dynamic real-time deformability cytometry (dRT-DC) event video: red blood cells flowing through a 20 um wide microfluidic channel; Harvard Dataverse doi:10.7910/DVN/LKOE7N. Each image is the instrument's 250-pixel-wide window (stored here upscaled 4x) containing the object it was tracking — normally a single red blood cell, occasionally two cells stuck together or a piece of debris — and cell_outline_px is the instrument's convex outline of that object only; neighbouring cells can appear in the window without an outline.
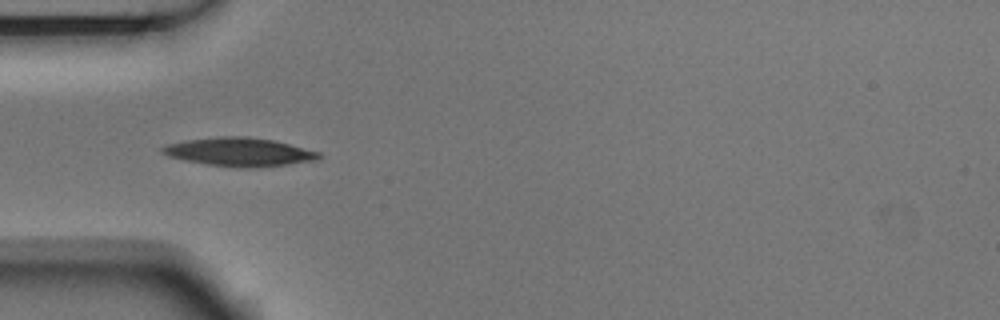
{"species": "Egyptian fruit bat (a non-hibernating species)", "species_latin": "Rousettus aegyptiacus", "temperature_condition": "room temperature", "stored_images_in_passage": 10, "camera_frame_rate_fps": 3000, "um_per_image_px": 0.085, "animal": {"sex": "male"}, "frame": {"image": 1, "passage_image": 4, "time_ms": 1.0, "image_size_px": [1000, 320], "cell_outline_px": [[324, 156], [320, 160], [248, 168], [244, 168], [208, 164], [184, 160], [168, 156], [160, 152], [160, 148], [168, 144], [184, 140], [216, 136], [248, 136], [272, 140], [320, 152]], "centroid_in_image_um": [20.33, 12.9], "position_along_channel_um": 64.7, "area_um2": 25.95}}
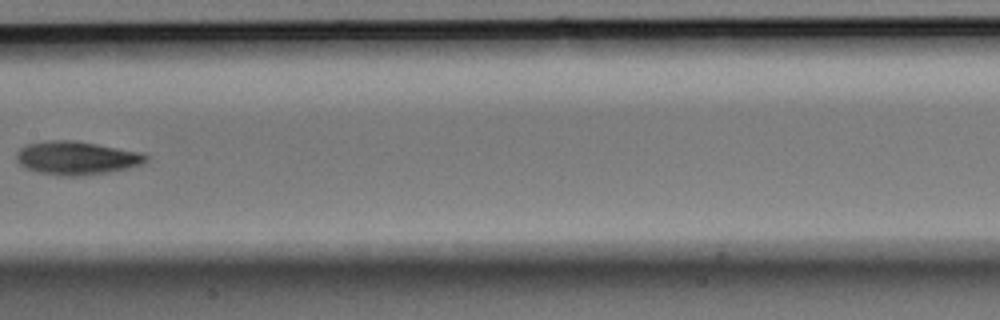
{"frame": {"image": 2, "passage_image": 7, "time_ms": 2.0, "image_size_px": [1000, 320], "cell_outline_px": [[148, 160], [140, 164], [128, 168], [108, 172], [76, 176], [60, 176], [40, 172], [24, 168], [16, 160], [16, 152], [20, 148], [28, 144], [52, 140], [72, 140], [96, 144], [140, 152], [148, 156]], "centroid_in_image_um": [6.48, 13.43], "position_along_channel_um": 200.9, "area_um2": 24.97}}
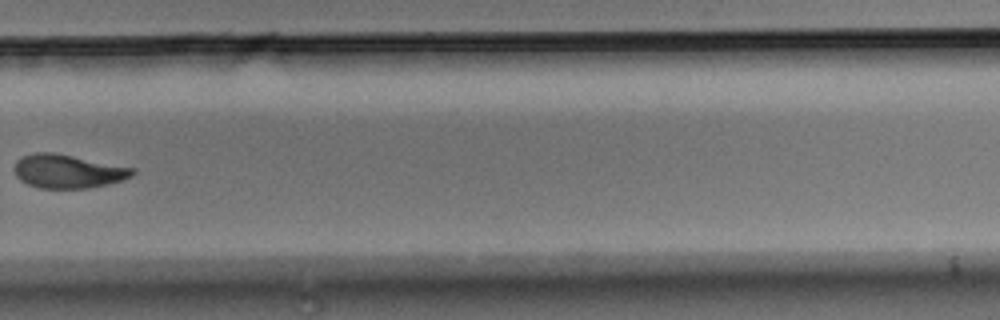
{"frame": {"image": 3, "passage_image": 10, "time_ms": 3.0, "image_size_px": [1000, 320], "cell_outline_px": [[136, 172], [132, 176], [124, 180], [88, 188], [40, 188], [28, 184], [20, 180], [16, 176], [12, 168], [16, 160], [32, 152], [52, 152], [136, 168]], "centroid_in_image_um": [5.76, 14.55], "position_along_channel_um": 324.0, "area_um2": 23.29}}